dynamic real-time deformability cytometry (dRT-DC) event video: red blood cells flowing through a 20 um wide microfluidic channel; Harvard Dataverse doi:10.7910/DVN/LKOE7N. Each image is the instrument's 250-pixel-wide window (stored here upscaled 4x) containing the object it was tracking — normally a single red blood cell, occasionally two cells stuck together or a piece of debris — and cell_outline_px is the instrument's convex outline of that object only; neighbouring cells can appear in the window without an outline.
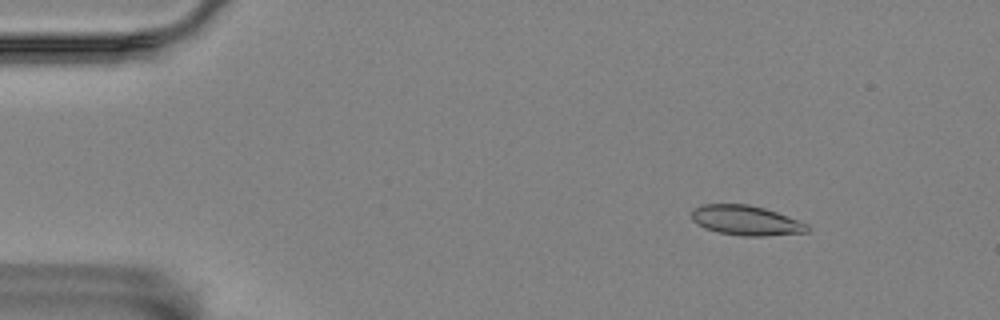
{"species": "Egyptian fruit bat (a non-hibernating species)", "species_latin": "Rousettus aegyptiacus", "temperature_condition": "room temperature", "stored_images_in_passage": 56, "camera_frame_rate_fps": 3000, "um_per_image_px": 0.085, "animal": {"sex": "female"}, "frame": {"image": 1, "passage_image": 7, "time_ms": 2.0, "image_size_px": [1000, 320], "cell_outline_px": [[812, 228], [808, 232], [764, 236], [744, 236], [720, 232], [704, 228], [692, 220], [692, 208], [700, 204], [748, 204], [764, 208], [776, 212], [808, 224]], "centroid_in_image_um": [63.41, 18.73], "position_along_channel_um": 21.6, "area_um2": 20.11}}
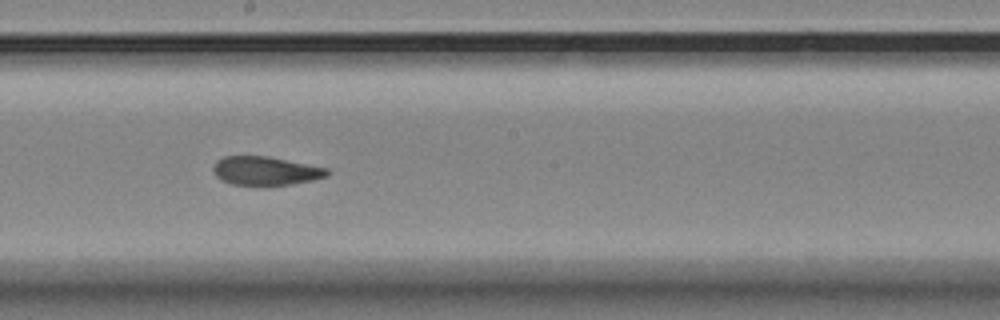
{"frame": {"image": 2, "passage_image": 31, "time_ms": 10.0, "image_size_px": [1000, 320], "cell_outline_px": [[332, 172], [328, 176], [312, 180], [292, 184], [264, 188], [232, 184], [216, 176], [212, 168], [216, 160], [224, 156], [268, 156], [328, 168]], "centroid_in_image_um": [22.59, 14.55], "position_along_channel_um": 225.6, "area_um2": 19.71}}
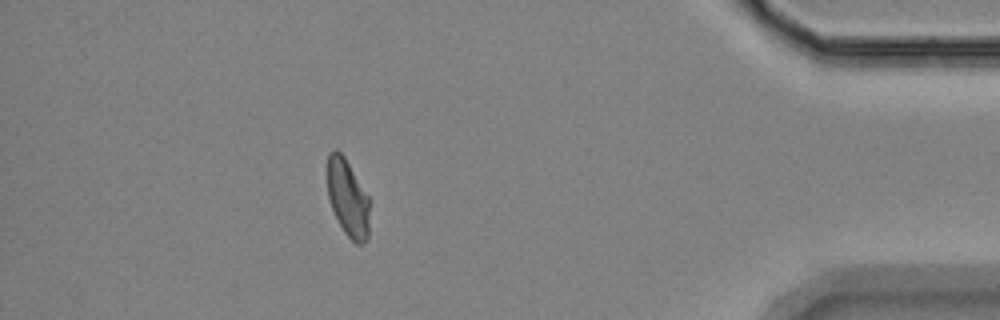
{"frame": {"image": 3, "passage_image": 50, "time_ms": 16.333, "image_size_px": [1000, 320], "cell_outline_px": [[372, 200], [368, 236], [360, 244], [356, 244], [344, 232], [332, 208], [328, 196], [324, 172], [328, 152], [336, 148], [344, 156]], "centroid_in_image_um": [29.55, 16.75], "position_along_channel_um": 405.6, "area_um2": 19.94}, "authors_computed_cell_mechanics": {"area_um2": 19.8832, "velocity_mm_per_s": 3.5417, "shape_relaxation_time_tau1_ms": null, "shape_relaxation_time_tau2_ms": 2.1822, "deformation_change_tau1": null, "deformation_change_tau2": 0.0724}}